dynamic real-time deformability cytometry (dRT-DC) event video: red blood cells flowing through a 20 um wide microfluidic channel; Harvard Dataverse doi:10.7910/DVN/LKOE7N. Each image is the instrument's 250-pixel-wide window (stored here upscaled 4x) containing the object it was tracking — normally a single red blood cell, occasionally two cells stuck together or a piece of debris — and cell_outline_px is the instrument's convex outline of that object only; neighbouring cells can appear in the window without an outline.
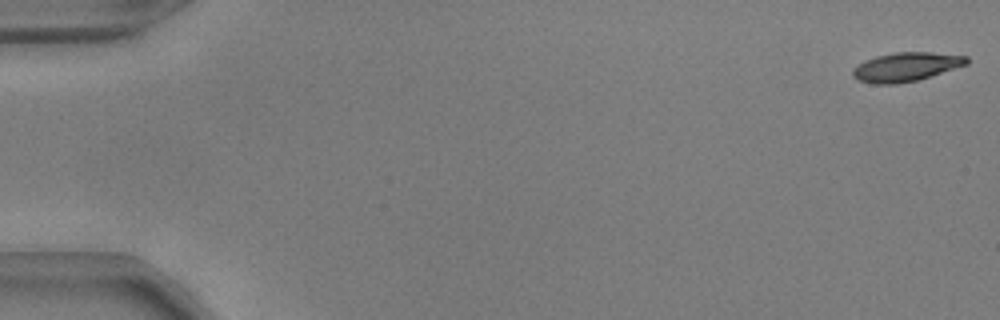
{"species": "common noctule bat (a hibernating species)", "species_latin": "Nyctalus noctula", "temperature_condition": "warm", "stored_images_in_passage": 53, "camera_frame_rate_fps": 3000, "um_per_image_px": 0.085, "animal": {"sex": "male", "body_mass_g": 17.9, "forearm_length_mm": 54.2}, "frame": {"image": 1, "passage_image": 1, "time_ms": 0.0, "image_size_px": [1000, 320], "cell_outline_px": [[968, 64], [920, 80], [896, 84], [872, 84], [860, 80], [852, 76], [852, 72], [860, 64], [876, 56], [896, 52], [928, 52], [968, 56]], "centroid_in_image_um": [77.06, 5.69], "position_along_channel_um": 7.9, "area_um2": 19.07}}
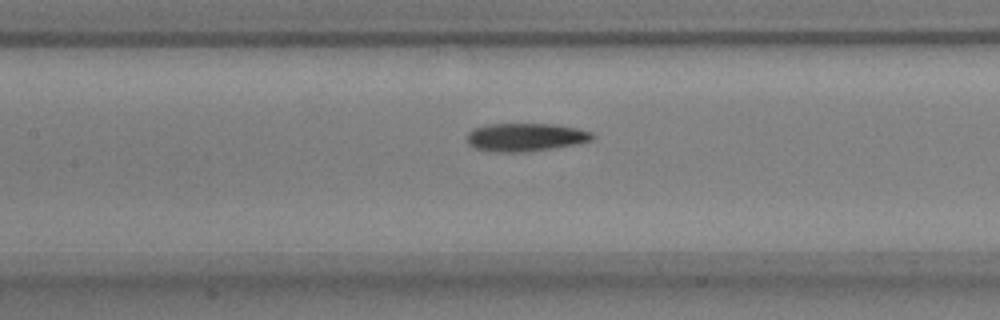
{"frame": {"image": 2, "passage_image": 25, "time_ms": 8.0, "image_size_px": [1000, 320], "cell_outline_px": [[596, 136], [592, 140], [580, 144], [528, 152], [492, 152], [476, 148], [468, 144], [468, 132], [476, 128], [488, 124], [552, 124], [576, 128], [592, 132]], "centroid_in_image_um": [44.72, 11.67], "position_along_channel_um": 162.7, "area_um2": 20.69}}
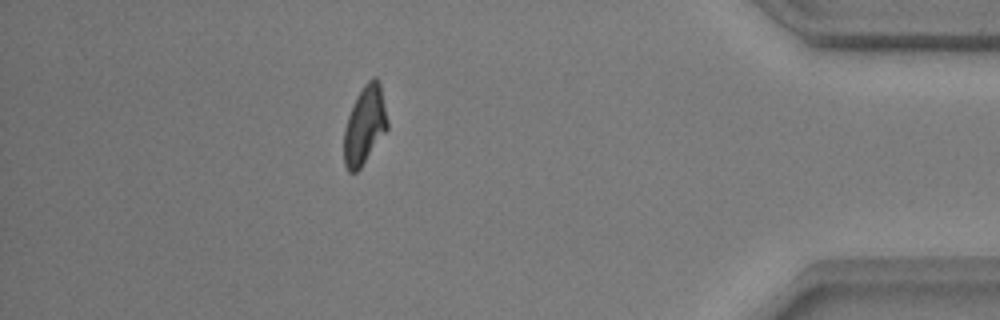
{"frame": {"image": 3, "passage_image": 47, "time_ms": 15.333, "image_size_px": [1000, 320], "cell_outline_px": [[388, 128], [360, 168], [356, 172], [348, 172], [344, 164], [344, 128], [348, 116], [356, 96], [364, 84], [372, 76], [376, 76], [380, 80], [388, 120]], "centroid_in_image_um": [31.0, 10.59], "position_along_channel_um": 404.2, "area_um2": 19.94}, "authors_computed_cell_mechanics": {"area_um2": 20.23, "velocity_mm_per_s": 3.8496, "shape_relaxation_time_tau1_ms": 4.3611, "shape_relaxation_time_tau2_ms": 1.7862, "deformation_change_tau1": 0.1798, "deformation_change_tau2": 0.0883}}